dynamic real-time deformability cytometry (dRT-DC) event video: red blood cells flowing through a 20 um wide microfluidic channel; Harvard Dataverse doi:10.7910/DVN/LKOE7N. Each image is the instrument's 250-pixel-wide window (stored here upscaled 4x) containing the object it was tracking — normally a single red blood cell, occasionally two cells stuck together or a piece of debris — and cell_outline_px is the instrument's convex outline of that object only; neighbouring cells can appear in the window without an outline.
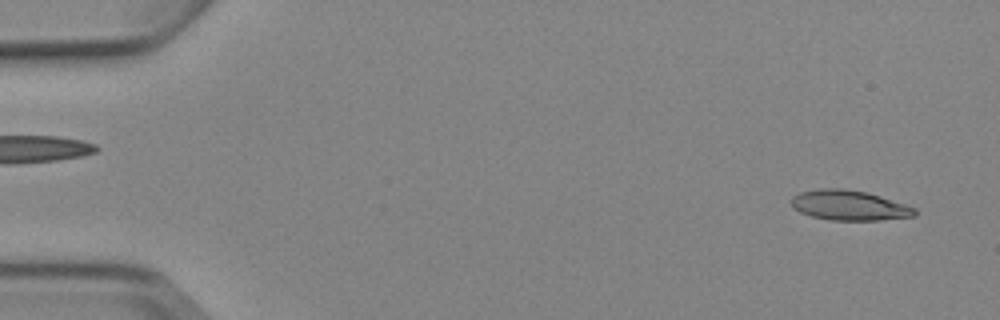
{"species": "Egyptian fruit bat (a non-hibernating species)", "species_latin": "Rousettus aegyptiacus", "temperature_condition": "cold", "stored_images_in_passage": 6, "camera_frame_rate_fps": 3000, "um_per_image_px": 0.085, "animal": {"sex": "female"}, "frame": {"image": 1, "passage_image": 6, "time_ms": 6.0, "image_size_px": [1000, 320], "cell_outline_px": [[916, 216], [880, 220], [828, 220], [812, 216], [800, 212], [792, 208], [792, 196], [800, 192], [816, 188], [844, 188], [868, 192], [916, 208]], "centroid_in_image_um": [72.16, 17.44], "position_along_channel_um": 12.8, "area_um2": 21.73}}